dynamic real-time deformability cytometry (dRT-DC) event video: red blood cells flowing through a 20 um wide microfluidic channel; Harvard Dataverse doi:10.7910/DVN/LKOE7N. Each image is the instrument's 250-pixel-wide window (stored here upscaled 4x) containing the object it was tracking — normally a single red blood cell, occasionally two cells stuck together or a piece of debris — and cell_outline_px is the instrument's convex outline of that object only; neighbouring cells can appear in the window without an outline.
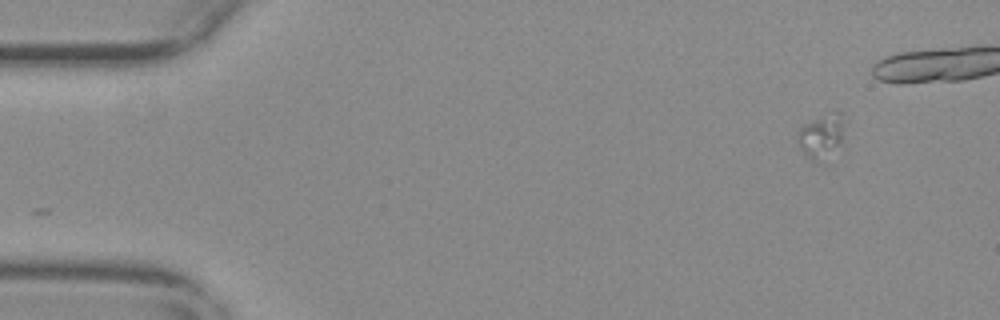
{"species": "common noctule bat (a hibernating species)", "species_latin": "Nyctalus noctula", "temperature_condition": "warm", "stored_images_in_passage": 18, "camera_frame_rate_fps": 3000, "um_per_image_px": 0.085, "animal": {"sex": "female", "body_mass_g": 29.2, "forearm_length_mm": 56.3}, "frame": {"image": 1, "passage_image": 1, "time_ms": 0.0, "image_size_px": [1000, 320], "cell_outline_px": [[848, 120], [844, 140], [840, 144], [816, 160], [812, 160], [804, 156], [796, 140], [796, 132], [804, 124], [812, 120], [836, 112], [844, 112]], "centroid_in_image_um": [69.87, 11.47], "position_along_channel_um": 15.1, "area_um2": 12.14}}